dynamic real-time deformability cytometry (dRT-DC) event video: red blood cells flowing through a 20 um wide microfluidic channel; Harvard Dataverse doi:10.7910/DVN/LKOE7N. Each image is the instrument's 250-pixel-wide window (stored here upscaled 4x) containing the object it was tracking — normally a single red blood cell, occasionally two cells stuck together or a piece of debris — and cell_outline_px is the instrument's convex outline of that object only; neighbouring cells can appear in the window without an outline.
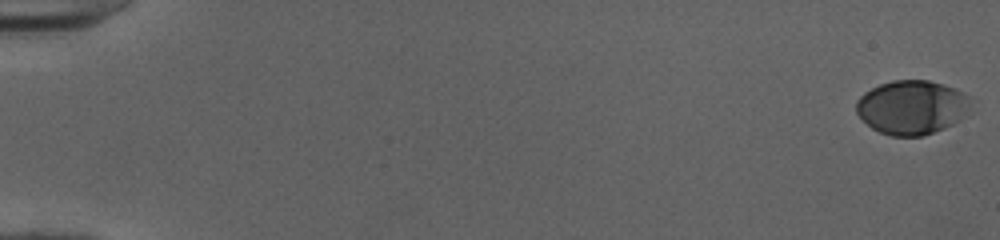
{"species": "human", "species_latin": "Homo sapiens", "temperature_condition": "cold", "stored_images_in_passage": 53, "camera_frame_rate_fps": 3000, "um_per_image_px": 0.085, "donor": {"sex": "female"}, "frame": {"image": 1, "passage_image": 1, "time_ms": 0.0, "image_size_px": [1000, 240], "cell_outline_px": [[976, 100], [960, 120], [944, 128], [920, 136], [892, 136], [880, 132], [872, 128], [856, 112], [856, 100], [864, 92], [880, 84], [892, 80], [928, 80], [944, 84]], "centroid_in_image_um": [77.52, 9.11], "position_along_channel_um": 7.5, "area_um2": 36.07}}
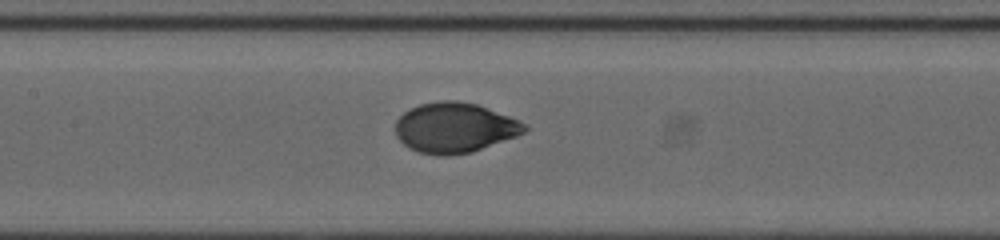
{"frame": {"image": 2, "passage_image": 27, "time_ms": 8.667, "image_size_px": [1000, 240], "cell_outline_px": [[528, 128], [524, 132], [516, 136], [472, 152], [448, 156], [440, 156], [420, 152], [408, 148], [396, 136], [396, 120], [408, 108], [420, 104], [436, 100], [456, 100], [476, 104], [520, 120], [528, 124]], "centroid_in_image_um": [38.63, 10.85], "position_along_channel_um": 168.8, "area_um2": 37.86}}
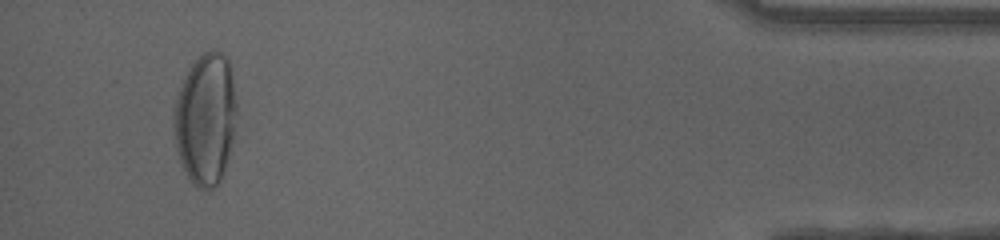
{"frame": {"image": 3, "passage_image": 50, "time_ms": 16.333, "image_size_px": [1000, 240], "cell_outline_px": [[236, 112], [232, 140], [228, 156], [220, 180], [212, 188], [196, 188], [192, 184], [180, 160], [176, 148], [172, 116], [172, 108], [184, 76], [192, 64], [204, 52], [212, 48], [220, 52], [228, 60], [232, 80], [236, 104]], "centroid_in_image_um": [17.43, 10.1], "position_along_channel_um": 417.8, "area_um2": 47.8}, "authors_computed_cell_mechanics": {"area_um2": 37.1654, "velocity_mm_per_s": 4.0225, "shape_relaxation_time_tau1_ms": 4.3223, "shape_relaxation_time_tau2_ms": null, "deformation_change_tau1": 0.197, "deformation_change_tau2": null}}